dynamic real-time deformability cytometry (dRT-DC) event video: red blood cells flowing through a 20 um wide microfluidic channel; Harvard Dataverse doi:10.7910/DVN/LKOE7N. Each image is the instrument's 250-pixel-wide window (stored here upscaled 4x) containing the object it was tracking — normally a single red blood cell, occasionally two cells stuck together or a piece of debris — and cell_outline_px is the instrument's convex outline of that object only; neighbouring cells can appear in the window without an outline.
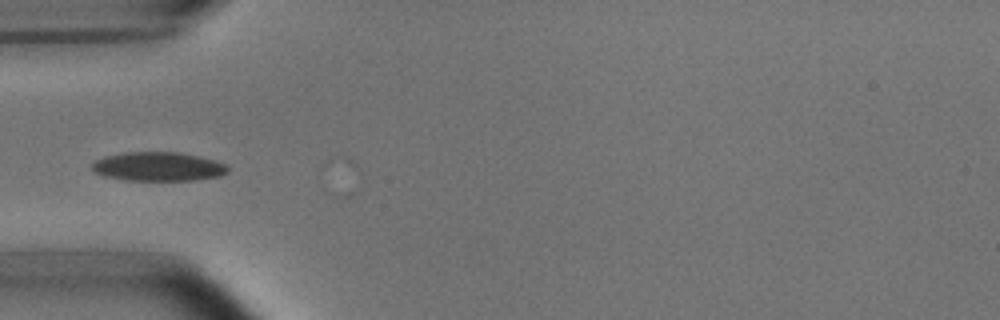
{"species": "common noctule bat (a hibernating species)", "species_latin": "Nyctalus noctula", "temperature_condition": "room temperature", "stored_images_in_passage": 2, "camera_frame_rate_fps": 3000, "um_per_image_px": 0.085, "animal": {"sex": "male", "body_mass_g": 15.6}, "frame": {"image": 1, "passage_image": 1, "time_ms": 0.0, "image_size_px": [1000, 320], "cell_outline_px": [[228, 172], [220, 176], [196, 180], [124, 180], [104, 176], [92, 172], [92, 160], [104, 156], [124, 152], [180, 152], [216, 160], [228, 164]], "centroid_in_image_um": [13.43, 14.15], "position_along_channel_um": 71.6, "area_um2": 23.29}}